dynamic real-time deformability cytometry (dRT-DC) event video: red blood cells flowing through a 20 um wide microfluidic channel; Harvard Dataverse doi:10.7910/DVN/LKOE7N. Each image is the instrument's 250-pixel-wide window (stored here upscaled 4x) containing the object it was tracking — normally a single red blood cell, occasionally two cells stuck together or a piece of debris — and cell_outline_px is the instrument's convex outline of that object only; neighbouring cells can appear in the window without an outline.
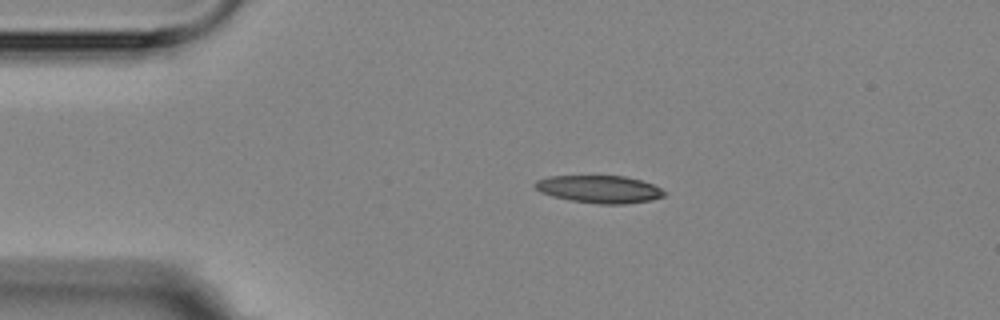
{"species": "Egyptian fruit bat (a non-hibernating species)", "species_latin": "Rousettus aegyptiacus", "temperature_condition": "room temperature", "stored_images_in_passage": 4, "camera_frame_rate_fps": 3000, "um_per_image_px": 0.085, "animal": {"sex": "female"}, "frame": {"image": 1, "passage_image": 2, "time_ms": 1.333, "image_size_px": [1000, 320], "cell_outline_px": [[668, 192], [664, 196], [652, 200], [624, 204], [596, 204], [572, 200], [552, 196], [540, 192], [532, 184], [536, 180], [548, 176], [624, 176], [640, 180], [652, 184]], "centroid_in_image_um": [50.94, 16.08], "position_along_channel_um": 34.1, "area_um2": 20.81}}
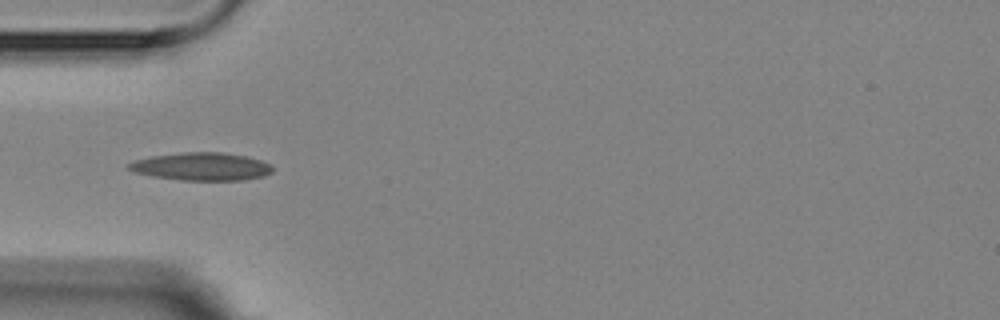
{"frame": {"image": 2, "passage_image": 3, "time_ms": 3.333, "image_size_px": [1000, 320], "cell_outline_px": [[272, 172], [264, 176], [244, 180], [180, 180], [152, 176], [132, 172], [124, 164], [136, 160], [152, 156], [184, 152], [220, 152], [244, 156], [260, 160], [272, 164]], "centroid_in_image_um": [17.1, 14.16], "position_along_channel_um": 67.9, "area_um2": 23.41}}
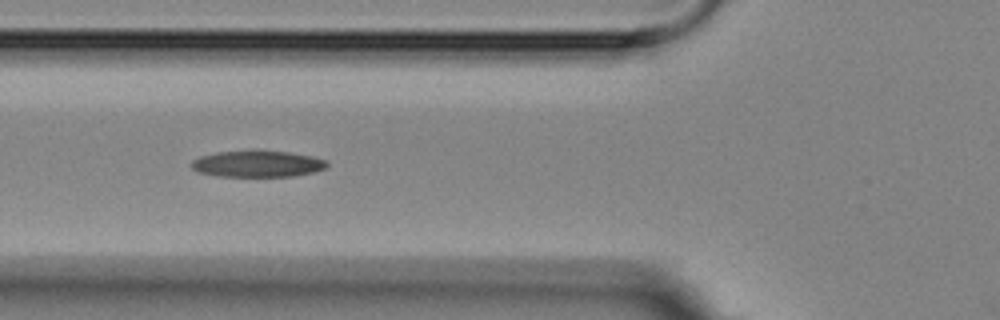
{"frame": {"image": 3, "passage_image": 4, "time_ms": 4.333, "image_size_px": [1000, 320], "cell_outline_px": [[328, 168], [296, 176], [220, 176], [200, 172], [192, 168], [192, 160], [200, 156], [216, 152], [252, 148], [256, 148], [288, 152], [312, 156], [328, 160]], "centroid_in_image_um": [21.92, 13.88], "position_along_channel_um": 103.9, "area_um2": 21.5}}